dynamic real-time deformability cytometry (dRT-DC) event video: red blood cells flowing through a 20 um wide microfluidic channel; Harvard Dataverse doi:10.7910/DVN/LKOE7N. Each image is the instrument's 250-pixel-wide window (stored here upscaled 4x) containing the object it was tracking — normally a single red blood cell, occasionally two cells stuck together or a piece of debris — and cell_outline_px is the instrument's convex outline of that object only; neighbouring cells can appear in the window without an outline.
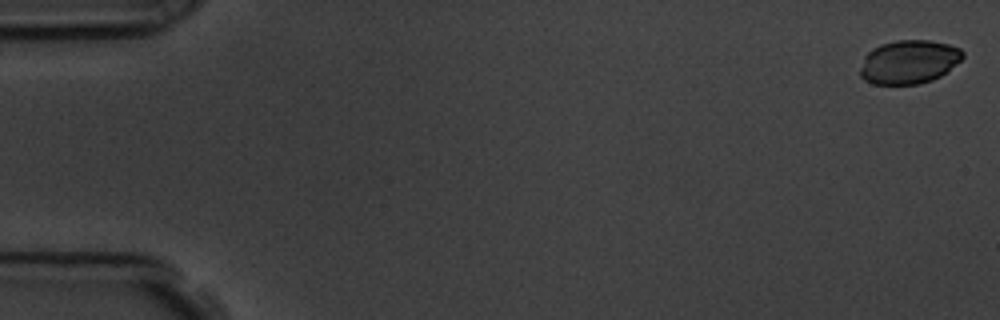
{"species": "common noctule bat (a hibernating species)", "species_latin": "Nyctalus noctula", "temperature_condition": "room temperature", "stored_images_in_passage": 57, "camera_frame_rate_fps": 3000, "um_per_image_px": 0.085, "animal": {"sex": "male", "body_mass_g": 19.5, "forearm_length_mm": 54.6}, "frame": {"image": 1, "passage_image": 1, "time_ms": 0.0, "image_size_px": [1000, 320], "cell_outline_px": [[964, 56], [960, 60], [940, 76], [932, 80], [920, 84], [872, 84], [864, 80], [860, 76], [860, 68], [864, 56], [872, 48], [880, 44], [896, 40], [928, 40], [948, 44], [960, 48], [964, 52]], "centroid_in_image_um": [77.23, 5.26], "position_along_channel_um": 7.8, "area_um2": 26.18}}
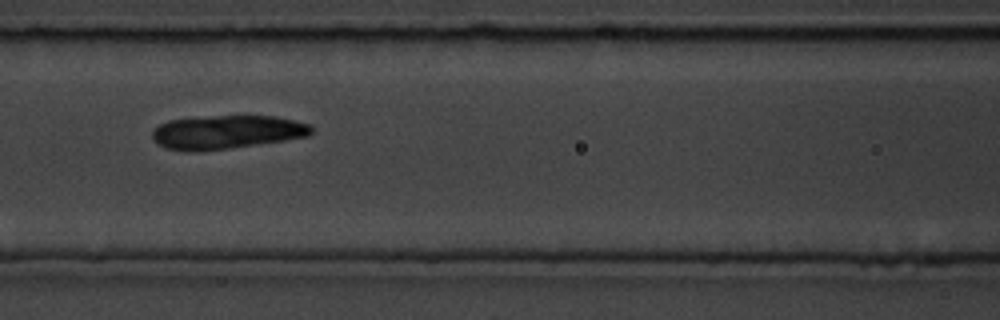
{"frame": {"image": 2, "passage_image": 25, "time_ms": 8.0, "image_size_px": [1000, 320], "cell_outline_px": [[312, 132], [308, 136], [284, 140], [228, 148], [196, 152], [188, 152], [168, 148], [152, 140], [152, 132], [160, 124], [168, 120], [216, 116], [276, 116], [296, 120], [312, 124]], "centroid_in_image_um": [19.29, 11.22], "position_along_channel_um": 147.3, "area_um2": 31.04}}
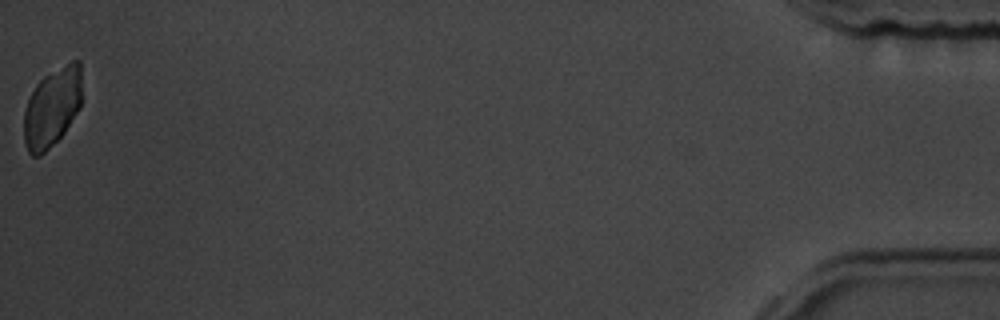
{"frame": {"image": 3, "passage_image": 57, "time_ms": 18.667, "image_size_px": [1000, 320], "cell_outline_px": [[80, 108], [64, 132], [40, 156], [32, 156], [28, 152], [24, 140], [24, 112], [28, 100], [36, 84], [44, 76], [72, 60], [80, 60]], "centroid_in_image_um": [4.41, 9.13], "position_along_channel_um": 430.8, "area_um2": 26.3}}